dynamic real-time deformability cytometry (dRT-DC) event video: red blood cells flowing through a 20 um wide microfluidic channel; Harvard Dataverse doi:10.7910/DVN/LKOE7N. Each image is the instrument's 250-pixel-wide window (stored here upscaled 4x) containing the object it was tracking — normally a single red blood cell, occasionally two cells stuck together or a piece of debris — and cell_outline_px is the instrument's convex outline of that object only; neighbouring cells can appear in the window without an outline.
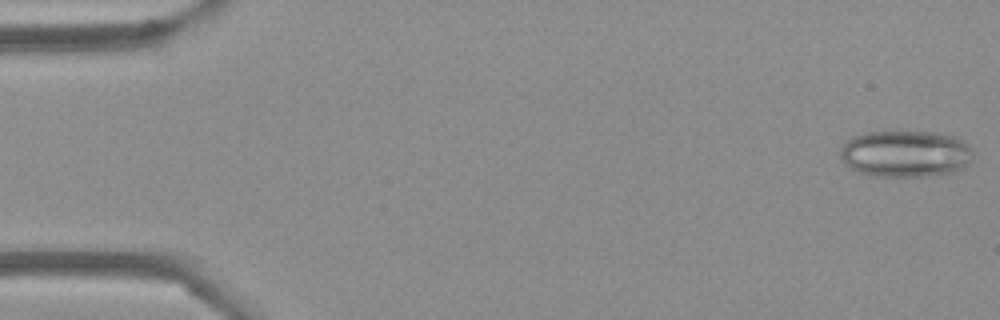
{"species": "Egyptian fruit bat (a non-hibernating species)", "species_latin": "Rousettus aegyptiacus", "temperature_condition": "cold", "stored_images_in_passage": 53, "camera_frame_rate_fps": 3000, "um_per_image_px": 0.085, "frame": {"image": 1, "passage_image": 1, "time_ms": 0.0, "image_size_px": [1000, 320], "cell_outline_px": [[976, 156], [964, 168], [952, 172], [924, 176], [868, 176], [852, 168], [840, 156], [840, 148], [852, 136], [868, 132], [932, 132], [952, 136], [968, 144], [972, 148]], "centroid_in_image_um": [77.01, 13.07], "position_along_channel_um": 8.0, "area_um2": 36.13}}
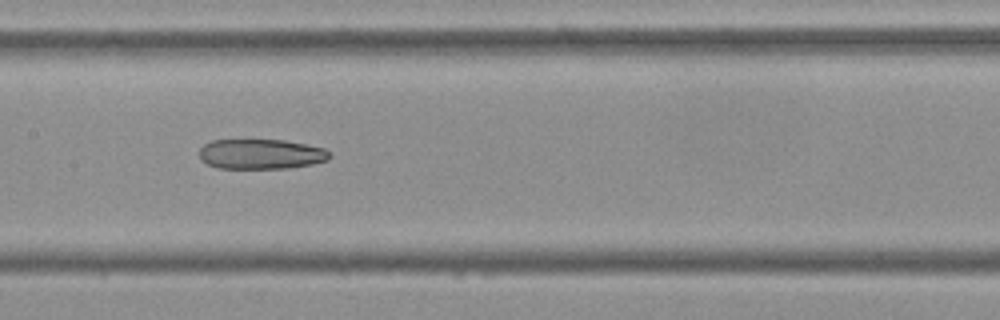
{"frame": {"image": 2, "passage_image": 26, "time_ms": 8.333, "image_size_px": [1000, 320], "cell_outline_px": [[332, 156], [328, 160], [312, 164], [288, 168], [216, 168], [200, 160], [200, 148], [204, 144], [212, 140], [284, 140], [308, 144], [324, 148], [332, 152]], "centroid_in_image_um": [22.22, 13.09], "position_along_channel_um": 185.2, "area_um2": 23.0}}
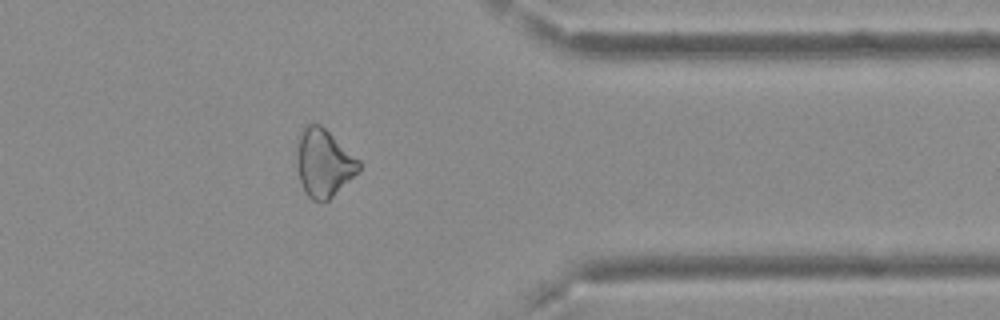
{"frame": {"image": 3, "passage_image": 43, "time_ms": 14.0, "image_size_px": [1000, 320], "cell_outline_px": [[360, 168], [328, 200], [312, 200], [304, 192], [300, 180], [296, 164], [296, 152], [300, 132], [308, 124], [320, 124], [360, 160]], "centroid_in_image_um": [27.48, 13.83], "position_along_channel_um": 383.9, "area_um2": 24.04}}